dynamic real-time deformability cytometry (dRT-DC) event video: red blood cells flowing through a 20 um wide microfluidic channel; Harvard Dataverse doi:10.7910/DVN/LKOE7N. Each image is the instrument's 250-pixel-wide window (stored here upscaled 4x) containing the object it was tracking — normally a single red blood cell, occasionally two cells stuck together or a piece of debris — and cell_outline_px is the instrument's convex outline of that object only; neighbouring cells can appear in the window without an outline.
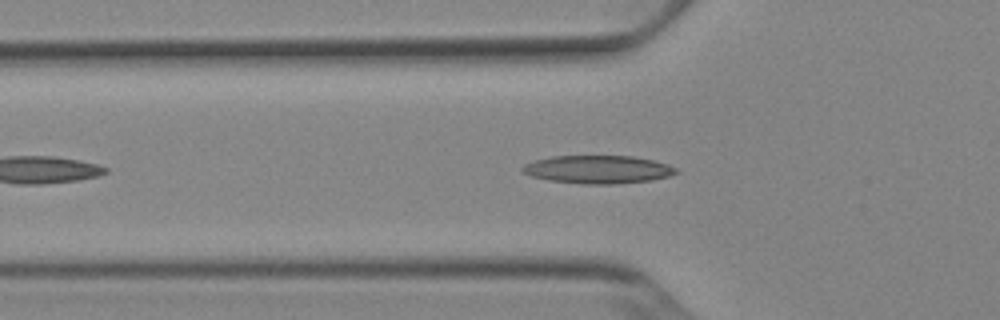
{"species": "Egyptian fruit bat (a non-hibernating species)", "species_latin": "Rousettus aegyptiacus", "temperature_condition": "cold", "stored_images_in_passage": 40, "camera_frame_rate_fps": 3000, "um_per_image_px": 0.085, "animal": {"sex": "female"}, "frame": {"image": 1, "passage_image": 8, "time_ms": 2.333, "image_size_px": [1000, 320], "cell_outline_px": [[680, 172], [668, 176], [652, 180], [616, 184], [580, 184], [548, 180], [532, 176], [520, 172], [520, 168], [524, 164], [536, 160], [552, 156], [632, 156], [652, 160], [668, 164], [676, 168]], "centroid_in_image_um": [50.81, 14.41], "position_along_channel_um": 75.0, "area_um2": 25.26}}
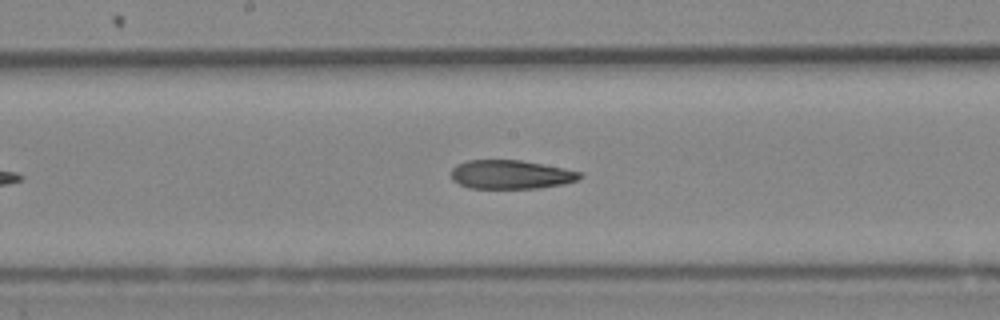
{"frame": {"image": 2, "passage_image": 18, "time_ms": 5.667, "image_size_px": [1000, 320], "cell_outline_px": [[584, 176], [576, 180], [564, 184], [540, 188], [468, 188], [452, 180], [452, 168], [456, 164], [468, 160], [520, 160], [564, 168], [580, 172]], "centroid_in_image_um": [43.42, 14.83], "position_along_channel_um": 204.8, "area_um2": 21.62}}
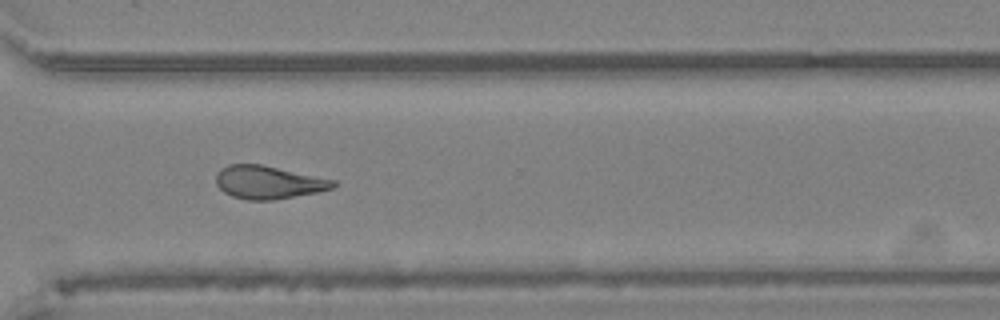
{"frame": {"image": 3, "passage_image": 29, "time_ms": 9.333, "image_size_px": [1000, 320], "cell_outline_px": [[336, 184], [332, 188], [320, 192], [272, 200], [248, 200], [232, 196], [224, 192], [216, 184], [216, 172], [220, 168], [228, 164], [260, 164], [336, 180]], "centroid_in_image_um": [22.79, 15.49], "position_along_channel_um": 347.8, "area_um2": 22.6}, "authors_computed_cell_mechanics": {"area_um2": 22.6576, "velocity_mm_per_s": 3.9032, "shape_relaxation_time_tau1_ms": null, "shape_relaxation_time_tau2_ms": 6.2513, "deformation_change_tau1": null, "deformation_change_tau2": 0.1675}}